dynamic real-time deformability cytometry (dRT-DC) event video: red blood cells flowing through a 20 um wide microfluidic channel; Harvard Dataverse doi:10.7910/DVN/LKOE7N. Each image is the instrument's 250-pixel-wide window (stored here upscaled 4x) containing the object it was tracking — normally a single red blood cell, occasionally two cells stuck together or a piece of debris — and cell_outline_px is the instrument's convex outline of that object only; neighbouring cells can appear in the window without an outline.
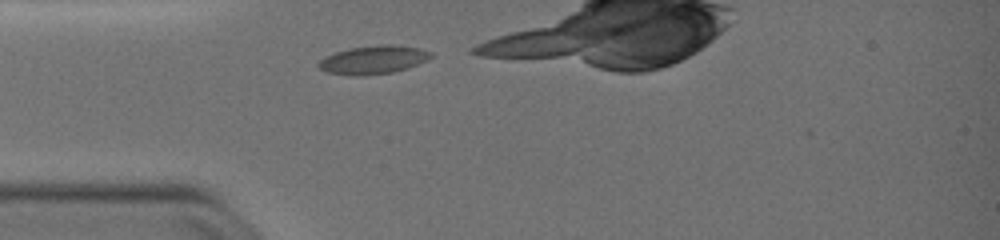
{"species": "common noctule bat (a hibernating species)", "species_latin": "Nyctalus noctula", "temperature_condition": "warm", "stored_images_in_passage": 8, "camera_frame_rate_fps": 3000, "um_per_image_px": 0.085, "animal": {"sex": "female", "body_mass_g": 19.0, "forearm_length_mm": 51.5}, "frame": {"image": 1, "passage_image": 1, "time_ms": 0.0, "image_size_px": [1000, 240], "cell_outline_px": [[432, 56], [428, 60], [408, 68], [392, 72], [364, 76], [352, 76], [328, 72], [320, 68], [316, 64], [324, 56], [348, 48], [376, 44], [392, 44], [420, 48], [432, 52]], "centroid_in_image_um": [31.73, 5.07], "position_along_channel_um": 53.3, "area_um2": 18.84}}
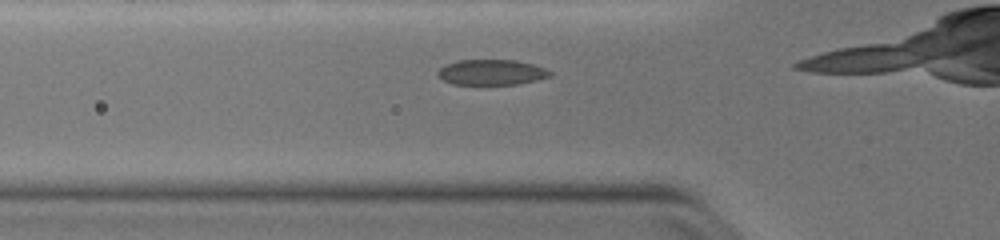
{"frame": {"image": 2, "passage_image": 4, "time_ms": 1.0, "image_size_px": [1000, 240], "cell_outline_px": [[552, 76], [536, 80], [516, 84], [452, 84], [436, 76], [436, 72], [444, 64], [456, 60], [516, 60], [532, 64], [544, 68], [552, 72]], "centroid_in_image_um": [41.74, 6.13], "position_along_channel_um": 84.1, "area_um2": 16.7}}
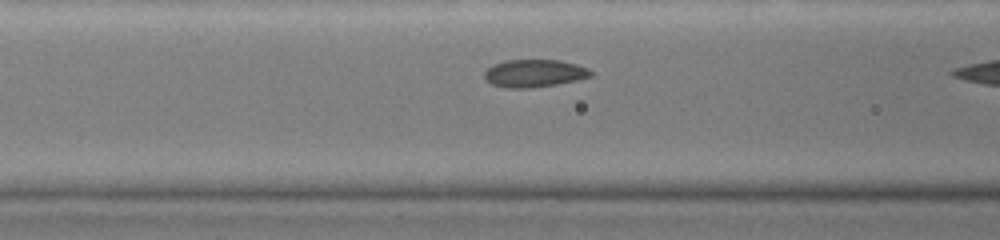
{"frame": {"image": 3, "passage_image": 7, "time_ms": 2.0, "image_size_px": [1000, 240], "cell_outline_px": [[592, 76], [576, 80], [556, 84], [528, 88], [504, 88], [492, 84], [484, 80], [484, 72], [492, 64], [504, 60], [560, 60], [576, 64], [588, 68], [592, 72]], "centroid_in_image_um": [45.37, 6.23], "position_along_channel_um": 121.2, "area_um2": 17.22}}